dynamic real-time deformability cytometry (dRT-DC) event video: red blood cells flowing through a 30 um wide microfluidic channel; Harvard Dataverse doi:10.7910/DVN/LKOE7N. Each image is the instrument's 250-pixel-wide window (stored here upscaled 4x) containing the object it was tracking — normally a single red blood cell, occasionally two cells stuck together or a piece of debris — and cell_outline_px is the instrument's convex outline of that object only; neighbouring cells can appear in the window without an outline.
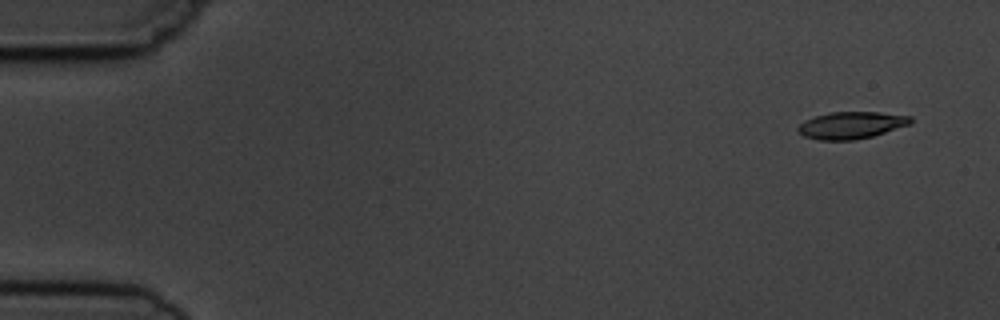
{"species": "common noctule bat (a hibernating species)", "species_latin": "Nyctalus noctula", "temperature_condition": "cold", "stored_images_in_passage": 6, "camera_frame_rate_fps": 3000, "um_per_image_px": 0.085, "animal": {"sex": "male", "body_mass_g": 19.5, "forearm_length_mm": 54.6}, "frame": {"image": 1, "passage_image": 1, "time_ms": 0.0, "image_size_px": [1000, 320], "cell_outline_px": [[912, 124], [872, 136], [856, 140], [820, 140], [804, 136], [796, 128], [804, 120], [828, 112], [880, 112], [912, 116]], "centroid_in_image_um": [72.38, 10.64], "position_along_channel_um": 12.6, "area_um2": 17.8}}
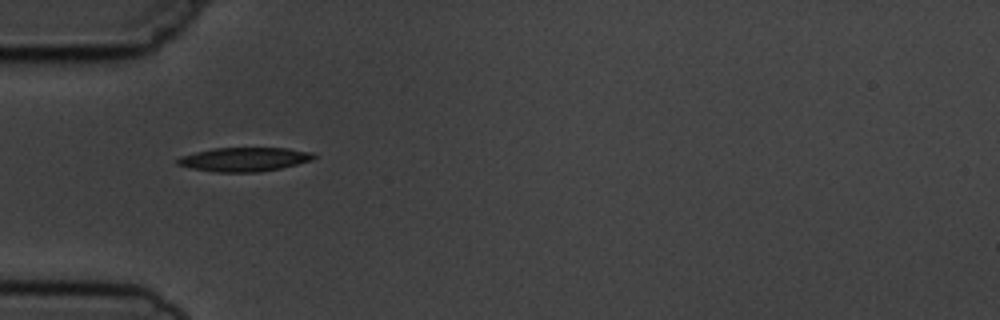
{"frame": {"image": 2, "passage_image": 5, "time_ms": 4.667, "image_size_px": [1000, 320], "cell_outline_px": [[316, 156], [312, 160], [280, 168], [260, 172], [216, 172], [192, 168], [176, 164], [176, 160], [180, 156], [212, 148], [288, 148], [312, 152]], "centroid_in_image_um": [20.76, 13.54], "position_along_channel_um": 64.2, "area_um2": 18.96}}
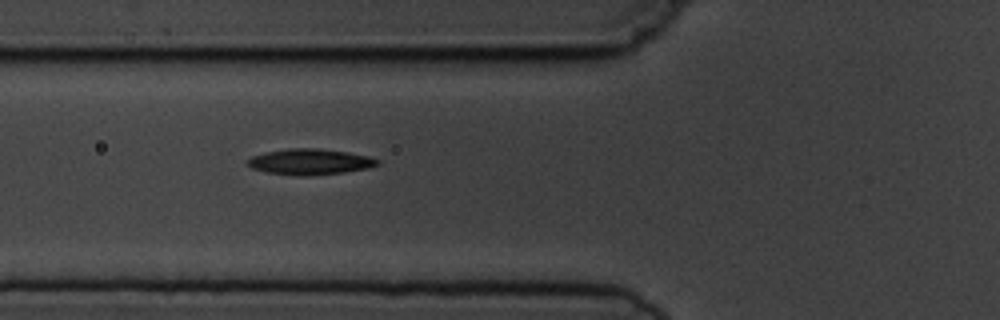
{"frame": {"image": 3, "passage_image": 6, "time_ms": 5.667, "image_size_px": [1000, 320], "cell_outline_px": [[380, 164], [368, 168], [344, 172], [308, 176], [296, 176], [264, 172], [252, 168], [244, 164], [252, 156], [264, 152], [288, 148], [320, 148], [348, 152], [368, 156], [380, 160]], "centroid_in_image_um": [26.32, 13.75], "position_along_channel_um": 99.5, "area_um2": 19.83}}